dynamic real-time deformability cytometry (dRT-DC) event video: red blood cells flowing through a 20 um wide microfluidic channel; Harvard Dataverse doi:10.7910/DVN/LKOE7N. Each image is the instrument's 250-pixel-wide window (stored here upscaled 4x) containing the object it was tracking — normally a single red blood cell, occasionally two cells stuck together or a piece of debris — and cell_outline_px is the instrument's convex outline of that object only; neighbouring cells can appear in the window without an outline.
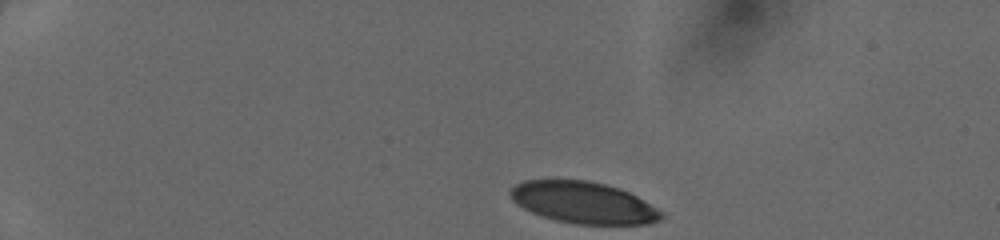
{"species": "human", "species_latin": "Homo sapiens", "temperature_condition": "cold", "stored_images_in_passage": 35, "camera_frame_rate_fps": 3000, "um_per_image_px": 0.085, "donor": {"sex": "female"}, "frame": {"image": 1, "passage_image": 1, "time_ms": 0.0, "image_size_px": [1000, 240], "cell_outline_px": [[664, 216], [660, 220], [648, 224], [572, 224], [556, 220], [532, 212], [516, 204], [512, 200], [508, 192], [516, 184], [524, 180], [588, 180], [620, 188], [636, 196], [664, 212]], "centroid_in_image_um": [49.6, 17.22], "position_along_channel_um": 35.4, "area_um2": 36.59}}
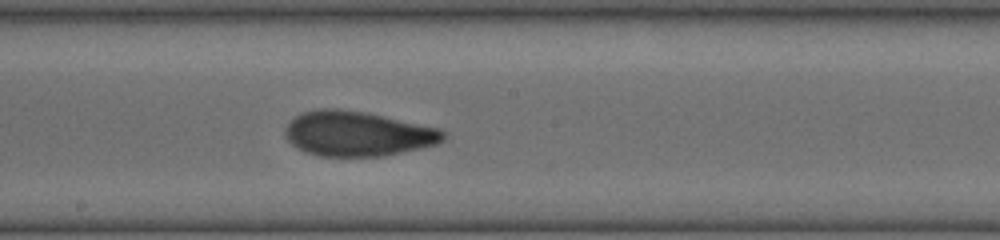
{"frame": {"image": 2, "passage_image": 20, "time_ms": 6.333, "image_size_px": [1000, 240], "cell_outline_px": [[444, 140], [436, 144], [420, 148], [384, 156], [320, 156], [304, 152], [296, 148], [284, 136], [284, 128], [296, 116], [304, 112], [320, 108], [340, 108], [364, 112], [440, 128], [444, 132]], "centroid_in_image_um": [30.36, 11.37], "position_along_channel_um": 217.8, "area_um2": 41.33}}
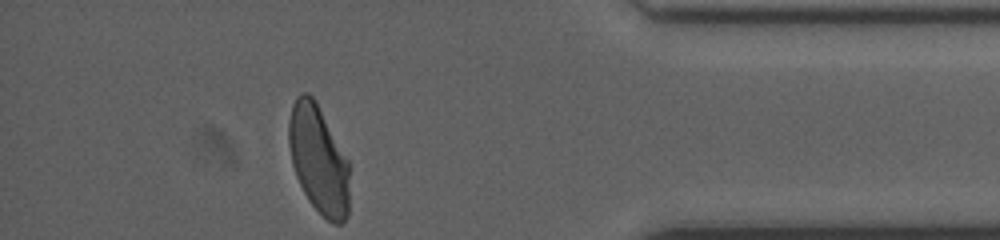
{"frame": {"image": 3, "passage_image": 35, "time_ms": 11.333, "image_size_px": [1000, 240], "cell_outline_px": [[348, 216], [340, 224], [332, 224], [308, 200], [296, 176], [292, 164], [288, 144], [288, 120], [292, 104], [296, 96], [300, 92], [308, 92], [316, 100], [348, 160]], "centroid_in_image_um": [27.05, 13.51], "position_along_channel_um": 408.2, "area_um2": 38.32}}